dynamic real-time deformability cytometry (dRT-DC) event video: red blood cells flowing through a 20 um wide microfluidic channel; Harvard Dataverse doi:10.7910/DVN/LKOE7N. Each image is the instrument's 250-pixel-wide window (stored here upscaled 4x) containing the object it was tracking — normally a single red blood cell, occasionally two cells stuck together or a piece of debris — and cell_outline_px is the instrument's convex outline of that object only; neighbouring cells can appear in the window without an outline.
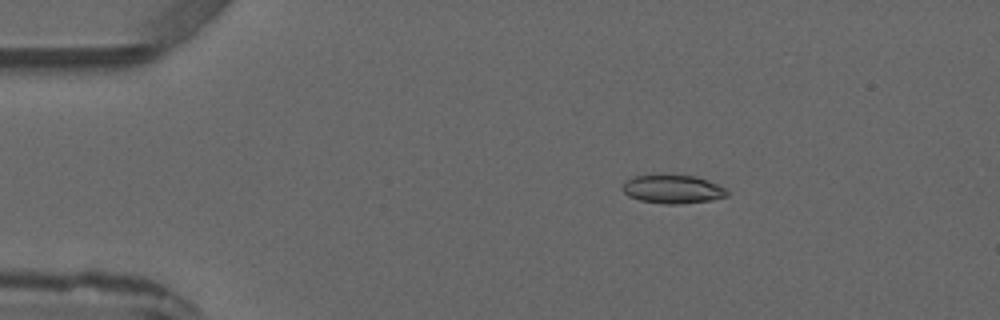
{"species": "common noctule bat (a hibernating species)", "species_latin": "Nyctalus noctula", "temperature_condition": "warm", "stored_images_in_passage": 5, "camera_frame_rate_fps": 3000, "um_per_image_px": 0.085, "animal": {"sex": "male", "forearm_length_mm": 52.5}, "frame": {"image": 1, "passage_image": 3, "time_ms": 2.0, "image_size_px": [1000, 320], "cell_outline_px": [[728, 196], [712, 200], [680, 204], [664, 204], [640, 200], [628, 196], [620, 188], [624, 180], [632, 176], [696, 176], [708, 180], [724, 188], [728, 192]], "centroid_in_image_um": [57.15, 16.09], "position_along_channel_um": 27.9, "area_um2": 17.28}}
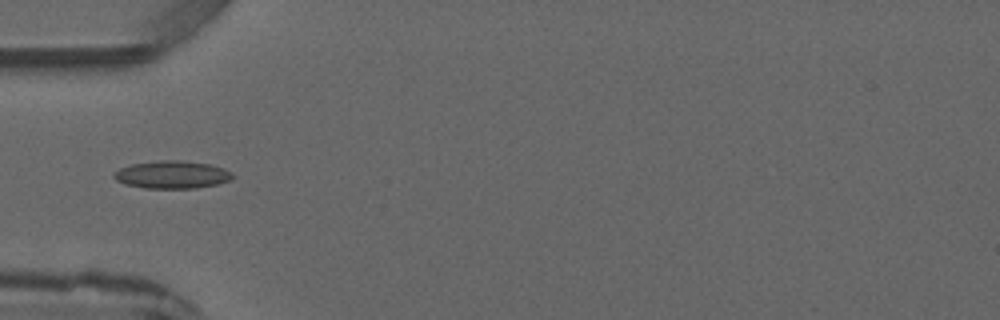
{"frame": {"image": 2, "passage_image": 5, "time_ms": 4.333, "image_size_px": [1000, 320], "cell_outline_px": [[236, 176], [228, 180], [216, 184], [196, 188], [144, 188], [124, 184], [116, 180], [112, 176], [120, 168], [132, 164], [160, 160], [180, 160], [212, 164], [224, 168], [232, 172]], "centroid_in_image_um": [14.64, 14.84], "position_along_channel_um": 70.4, "area_um2": 19.19}}